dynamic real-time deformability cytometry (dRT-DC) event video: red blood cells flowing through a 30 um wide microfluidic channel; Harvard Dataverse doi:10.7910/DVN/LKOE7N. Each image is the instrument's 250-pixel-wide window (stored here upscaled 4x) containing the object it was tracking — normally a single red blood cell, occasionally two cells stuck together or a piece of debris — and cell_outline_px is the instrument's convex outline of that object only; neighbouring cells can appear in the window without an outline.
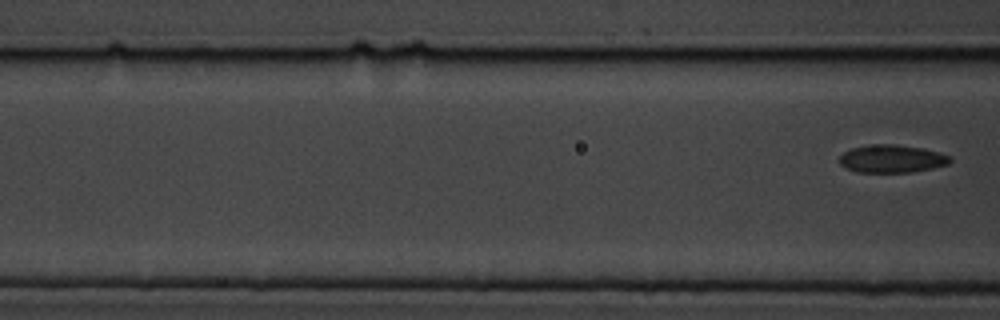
{"species": "common noctule bat (a hibernating species)", "species_latin": "Nyctalus noctula", "temperature_condition": "cold", "stored_images_in_passage": 7, "segment_of_instrument_passage": [2, 2], "camera_frame_rate_fps": 3000, "um_per_image_px": 0.085, "animal": {"sex": "male", "body_mass_g": 19.5, "forearm_length_mm": 54.6}, "frame": {"image": 1, "passage_image": 7, "time_ms": 8.0, "image_size_px": [1000, 320], "cell_outline_px": [[952, 160], [948, 164], [932, 168], [912, 172], [856, 172], [844, 168], [840, 164], [840, 156], [844, 152], [852, 148], [868, 144], [896, 144], [920, 148], [952, 156]], "centroid_in_image_um": [75.78, 13.49], "position_along_channel_um": 90.8, "area_um2": 17.98}}